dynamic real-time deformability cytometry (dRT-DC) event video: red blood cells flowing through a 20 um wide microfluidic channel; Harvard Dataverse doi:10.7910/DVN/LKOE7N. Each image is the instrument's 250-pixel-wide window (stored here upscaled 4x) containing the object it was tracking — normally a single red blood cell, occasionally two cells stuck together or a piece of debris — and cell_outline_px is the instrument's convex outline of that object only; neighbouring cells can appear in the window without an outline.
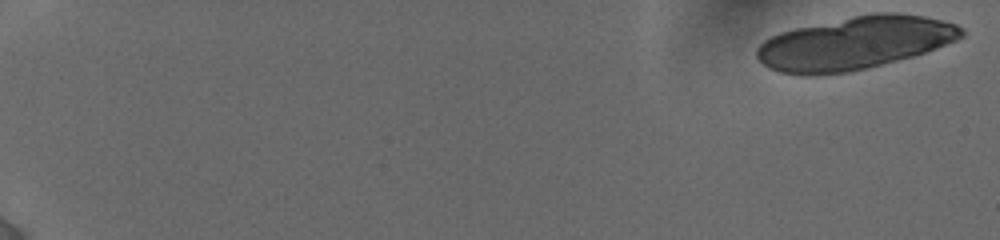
{"species": "human", "species_latin": "Homo sapiens", "temperature_condition": "cold", "stored_images_in_passage": 10, "camera_frame_rate_fps": 3000, "um_per_image_px": 0.085, "donor": {"sex": "female"}, "frame": {"image": 1, "passage_image": 1, "time_ms": 0.0, "image_size_px": [1000, 240], "cell_outline_px": [[964, 36], [956, 40], [936, 48], [912, 56], [868, 68], [848, 72], [816, 76], [804, 76], [780, 72], [768, 68], [756, 56], [756, 48], [764, 40], [780, 32], [796, 28], [852, 16], [876, 12], [896, 12], [924, 16], [956, 24], [964, 28]], "centroid_in_image_um": [72.64, 3.67], "position_along_channel_um": 12.4, "area_um2": 63.18}}
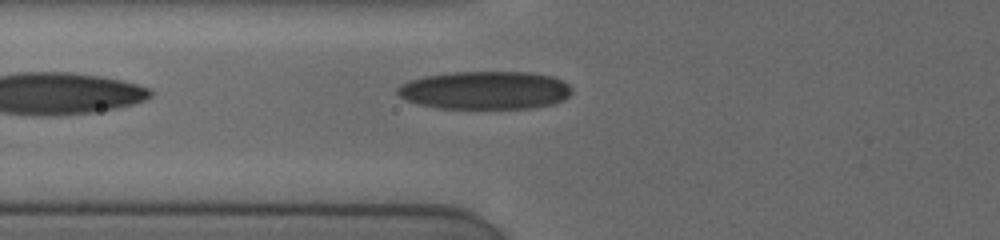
{"frame": {"image": 2, "passage_image": 10, "time_ms": 7.667, "image_size_px": [1000, 240], "cell_outline_px": [[572, 92], [564, 100], [552, 104], [532, 108], [436, 108], [420, 104], [408, 100], [400, 96], [396, 92], [396, 88], [400, 84], [408, 80], [424, 76], [452, 72], [532, 72], [552, 76], [568, 84], [572, 88]], "centroid_in_image_um": [41.23, 7.66], "position_along_channel_um": 84.6, "area_um2": 38.84}}